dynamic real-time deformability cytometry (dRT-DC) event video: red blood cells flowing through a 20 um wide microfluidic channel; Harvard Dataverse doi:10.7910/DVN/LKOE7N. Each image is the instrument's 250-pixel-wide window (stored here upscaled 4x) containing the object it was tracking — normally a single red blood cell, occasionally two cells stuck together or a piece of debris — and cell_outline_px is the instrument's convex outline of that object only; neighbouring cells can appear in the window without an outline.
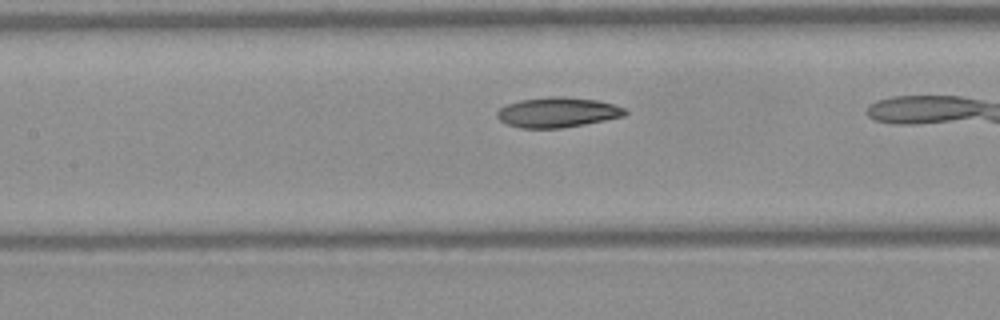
{"species": "Egyptian fruit bat (a non-hibernating species)", "species_latin": "Rousettus aegyptiacus", "temperature_condition": "warm", "stored_images_in_passage": 17, "camera_frame_rate_fps": 3000, "um_per_image_px": 0.085, "frame": {"image": 1, "passage_image": 10, "time_ms": 3.0, "image_size_px": [1000, 320], "cell_outline_px": [[628, 112], [624, 116], [584, 124], [560, 128], [520, 128], [508, 124], [500, 120], [496, 116], [496, 112], [500, 108], [508, 104], [520, 100], [552, 96], [564, 96], [596, 100], [612, 104], [624, 108]], "centroid_in_image_um": [47.37, 9.54], "position_along_channel_um": 160.0, "area_um2": 22.25}}